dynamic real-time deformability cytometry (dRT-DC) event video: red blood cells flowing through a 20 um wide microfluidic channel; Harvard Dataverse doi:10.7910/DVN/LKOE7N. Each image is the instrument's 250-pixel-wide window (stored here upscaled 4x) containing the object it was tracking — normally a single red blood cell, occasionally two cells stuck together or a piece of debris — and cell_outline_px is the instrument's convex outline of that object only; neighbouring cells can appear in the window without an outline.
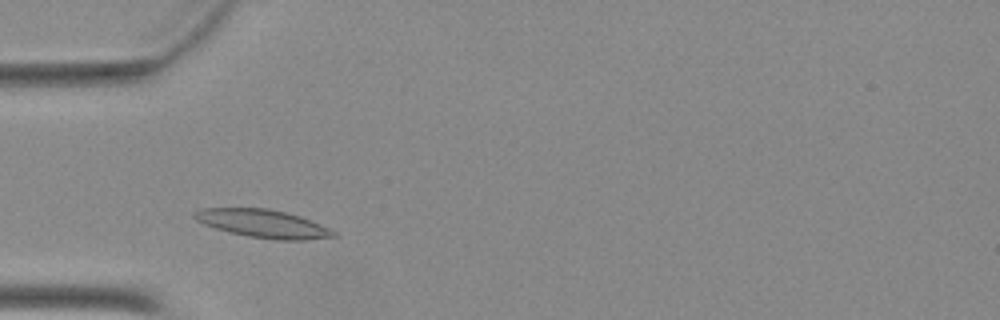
{"species": "Egyptian fruit bat (a non-hibernating species)", "species_latin": "Rousettus aegyptiacus", "temperature_condition": "warm", "stored_images_in_passage": 37, "camera_frame_rate_fps": 3000, "um_per_image_px": 0.085, "animal": {"sex": "female"}, "frame": {"image": 1, "passage_image": 7, "time_ms": 2.0, "image_size_px": [1000, 320], "cell_outline_px": [[340, 236], [304, 240], [276, 240], [248, 236], [216, 228], [204, 224], [196, 220], [192, 216], [192, 212], [200, 208], [268, 208], [300, 216], [312, 220], [336, 232]], "centroid_in_image_um": [22.36, 19.0], "position_along_channel_um": 62.6, "area_um2": 22.77}}
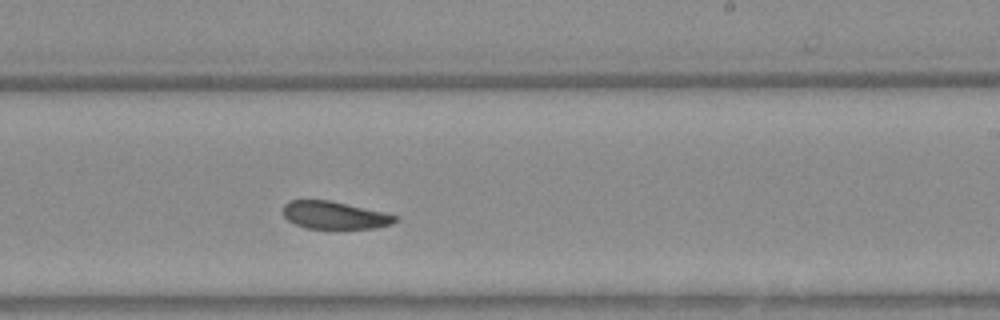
{"frame": {"image": 2, "passage_image": 22, "time_ms": 7.0, "image_size_px": [1000, 320], "cell_outline_px": [[396, 220], [392, 224], [376, 228], [304, 228], [288, 220], [284, 216], [284, 204], [288, 200], [328, 200], [384, 212], [396, 216]], "centroid_in_image_um": [28.41, 18.29], "position_along_channel_um": 260.6, "area_um2": 17.8}}
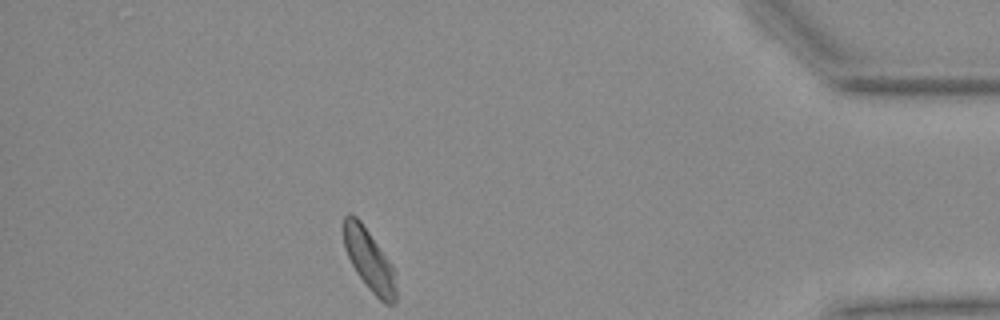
{"frame": {"image": 3, "passage_image": 36, "time_ms": 11.667, "image_size_px": [1000, 320], "cell_outline_px": [[396, 304], [384, 304], [368, 288], [356, 272], [344, 248], [344, 216], [348, 212], [356, 216], [360, 220], [392, 264], [396, 272]], "centroid_in_image_um": [31.41, 22.13], "position_along_channel_um": 403.8, "area_um2": 18.84}}